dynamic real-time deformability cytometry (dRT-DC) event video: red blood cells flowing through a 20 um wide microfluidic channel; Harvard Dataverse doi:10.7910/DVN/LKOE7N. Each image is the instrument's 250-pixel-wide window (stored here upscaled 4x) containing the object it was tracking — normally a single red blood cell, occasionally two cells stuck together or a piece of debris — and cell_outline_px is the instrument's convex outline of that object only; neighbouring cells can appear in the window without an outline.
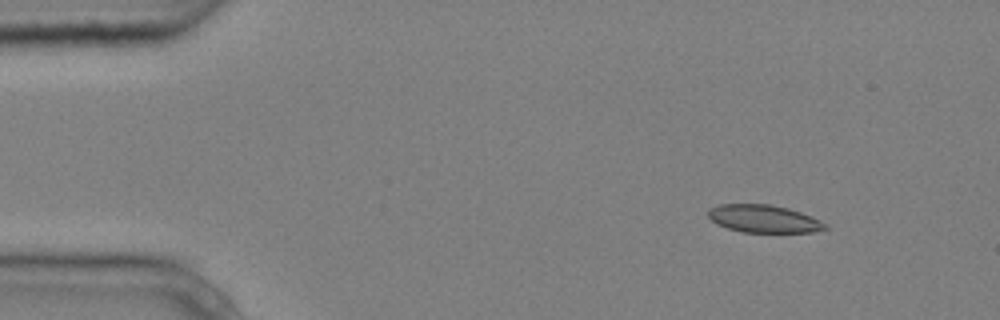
{"species": "common noctule bat (a hibernating species)", "species_latin": "Nyctalus noctula", "temperature_condition": "cold", "stored_images_in_passage": 7, "camera_frame_rate_fps": 3000, "um_per_image_px": 0.085, "animal": {"sex": "male", "body_mass_g": 20.4}, "frame": {"image": 1, "passage_image": 2, "time_ms": 0.333, "image_size_px": [1000, 320], "cell_outline_px": [[828, 228], [812, 232], [744, 232], [728, 228], [716, 224], [708, 216], [708, 208], [720, 204], [772, 204], [788, 208], [812, 216], [820, 220]], "centroid_in_image_um": [64.89, 18.58], "position_along_channel_um": 20.1, "area_um2": 18.84}}
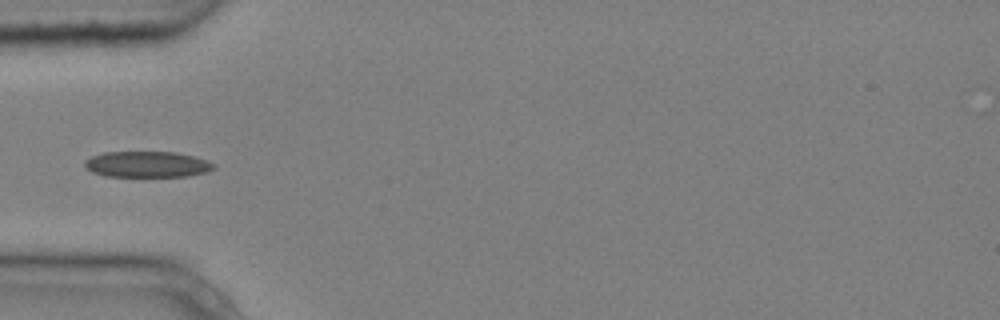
{"frame": {"image": 2, "passage_image": 5, "time_ms": 1.333, "image_size_px": [1000, 320], "cell_outline_px": [[216, 168], [208, 172], [188, 176], [104, 176], [92, 172], [84, 168], [84, 160], [92, 156], [104, 152], [176, 152], [208, 160], [216, 164]], "centroid_in_image_um": [12.52, 13.97], "position_along_channel_um": 72.5, "area_um2": 19.71}}
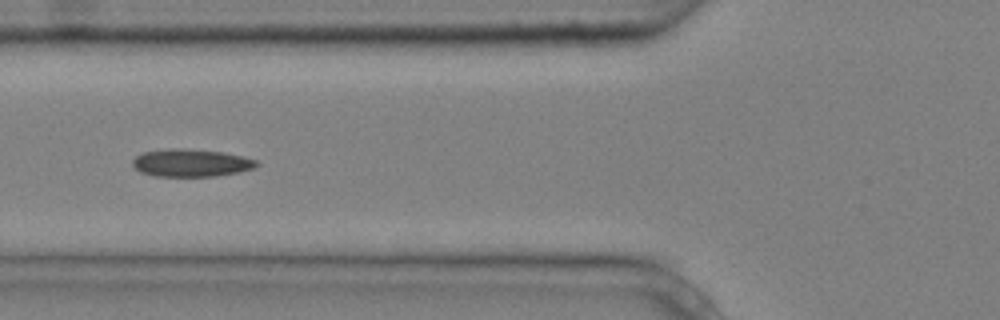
{"frame": {"image": 3, "passage_image": 6, "time_ms": 1.667, "image_size_px": [1000, 320], "cell_outline_px": [[260, 164], [256, 168], [240, 172], [216, 176], [152, 176], [140, 172], [132, 164], [132, 160], [136, 156], [144, 152], [172, 148], [184, 148], [224, 152], [256, 160]], "centroid_in_image_um": [16.26, 13.85], "position_along_channel_um": 109.5, "area_um2": 20.06}}